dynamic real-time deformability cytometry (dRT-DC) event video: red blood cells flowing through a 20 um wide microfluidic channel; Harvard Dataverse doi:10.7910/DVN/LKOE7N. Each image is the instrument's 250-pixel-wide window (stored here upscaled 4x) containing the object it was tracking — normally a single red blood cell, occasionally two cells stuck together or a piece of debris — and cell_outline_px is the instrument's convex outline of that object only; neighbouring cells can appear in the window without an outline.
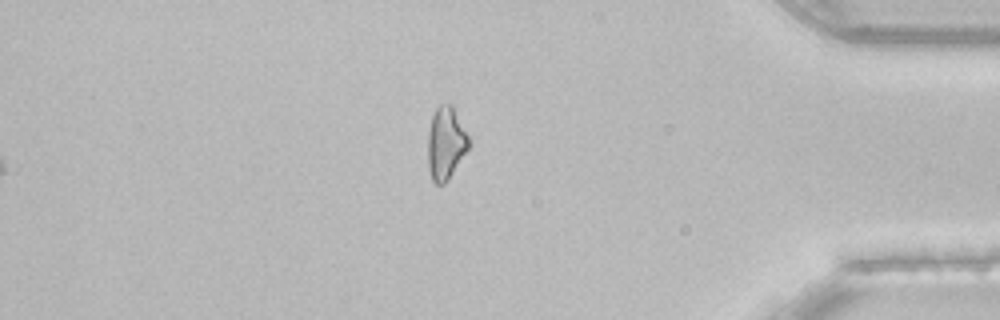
{"species": "common noctule bat (a hibernating species)", "species_latin": "Nyctalus noctula", "temperature_condition": "room temperature", "stored_images_in_passage": 58, "camera_frame_rate_fps": 3000, "um_per_image_px": 0.085, "animal": {"sex": "female", "body_mass_g": 22.7, "forearm_length_mm": 54.2}, "frame": {"image": 1, "passage_image": 58, "time_ms": 19.0, "image_size_px": [1000, 320], "cell_outline_px": [[468, 148], [448, 180], [444, 184], [436, 184], [432, 180], [428, 168], [428, 132], [432, 116], [436, 108], [440, 104], [452, 104], [468, 136]], "centroid_in_image_um": [37.87, 12.17], "position_along_channel_um": 397.3, "area_um2": 17.11}}